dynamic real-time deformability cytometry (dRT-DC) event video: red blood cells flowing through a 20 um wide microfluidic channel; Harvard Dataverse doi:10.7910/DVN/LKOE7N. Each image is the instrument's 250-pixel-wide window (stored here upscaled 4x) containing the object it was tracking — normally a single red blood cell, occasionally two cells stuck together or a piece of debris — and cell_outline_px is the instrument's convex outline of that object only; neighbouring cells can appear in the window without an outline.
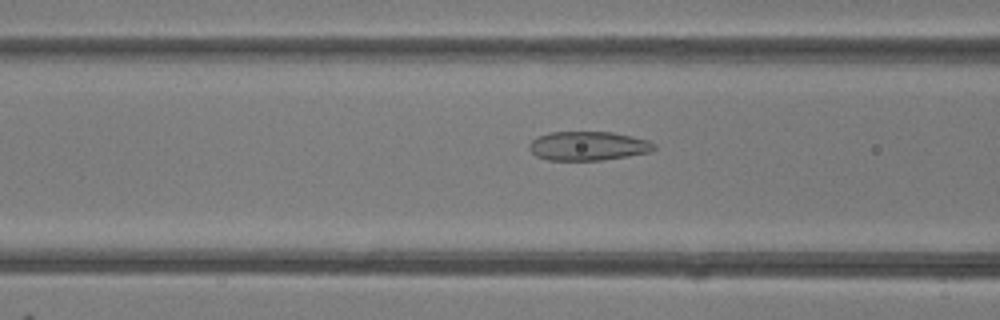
{"species": "common noctule bat (a hibernating species)", "species_latin": "Nyctalus noctula", "temperature_condition": "room temperature", "stored_images_in_passage": 39, "camera_frame_rate_fps": 3000, "um_per_image_px": 0.085, "animal": {"sex": "female"}, "frame": {"image": 1, "passage_image": 10, "time_ms": 3.0, "image_size_px": [1000, 320], "cell_outline_px": [[656, 148], [652, 152], [604, 160], [548, 160], [536, 156], [528, 148], [528, 144], [532, 140], [548, 132], [612, 132], [632, 136], [648, 140], [656, 144]], "centroid_in_image_um": [50.01, 12.41], "position_along_channel_um": 116.6, "area_um2": 21.27}}
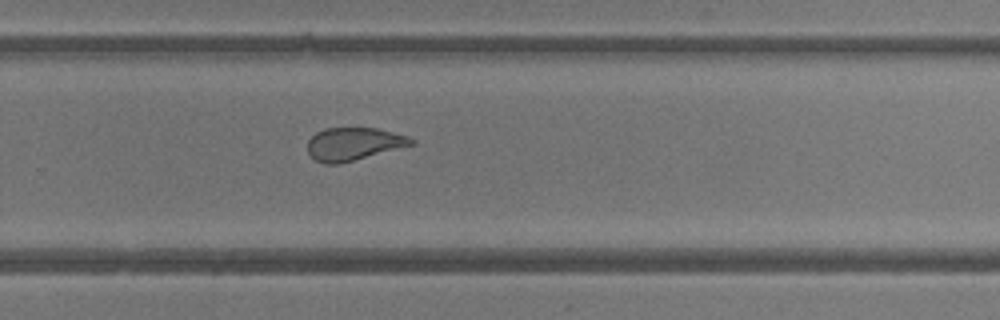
{"frame": {"image": 2, "passage_image": 23, "time_ms": 7.333, "image_size_px": [1000, 320], "cell_outline_px": [[416, 144], [340, 164], [324, 164], [316, 160], [308, 152], [308, 140], [316, 132], [324, 128], [376, 128], [408, 136], [416, 140]], "centroid_in_image_um": [30.08, 12.24], "position_along_channel_um": 299.7, "area_um2": 19.94}}
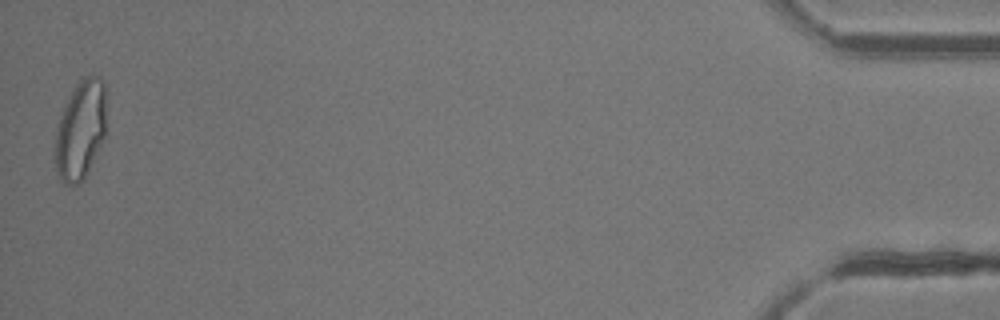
{"frame": {"image": 3, "passage_image": 39, "time_ms": 12.667, "image_size_px": [1000, 320], "cell_outline_px": [[104, 136], [84, 180], [76, 184], [64, 184], [60, 180], [56, 172], [56, 132], [60, 116], [76, 84], [84, 76], [92, 72], [100, 76], [104, 80]], "centroid_in_image_um": [6.84, 11.03], "position_along_channel_um": 428.4, "area_um2": 29.07}, "authors_computed_cell_mechanics": {"area_um2": 22.1374, "velocity_mm_per_s": 4.2266, "shape_relaxation_time_tau1_ms": 5.6805, "shape_relaxation_time_tau2_ms": 1.0637, "deformation_change_tau1": 0.1583, "deformation_change_tau2": 0.0651}}